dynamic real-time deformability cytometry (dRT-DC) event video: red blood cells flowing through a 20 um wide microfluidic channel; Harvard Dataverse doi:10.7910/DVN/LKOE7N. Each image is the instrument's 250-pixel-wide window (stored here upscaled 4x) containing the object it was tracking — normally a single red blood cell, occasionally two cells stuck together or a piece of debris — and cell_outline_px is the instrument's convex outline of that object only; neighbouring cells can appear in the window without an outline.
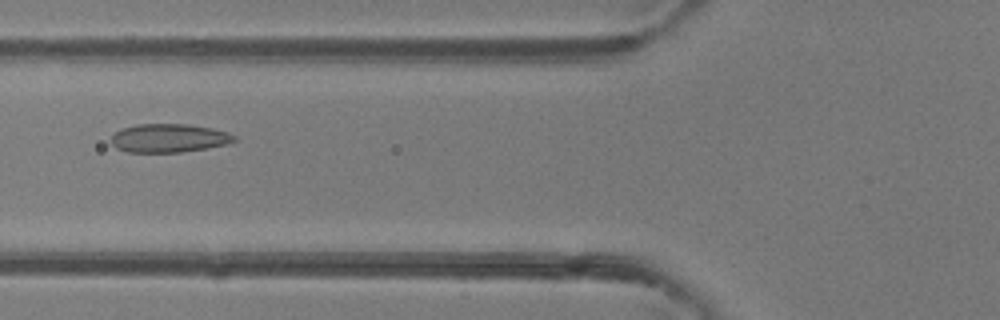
{"species": "common noctule bat (a hibernating species)", "species_latin": "Nyctalus noctula", "temperature_condition": "room temperature", "stored_images_in_passage": 35, "camera_frame_rate_fps": 3000, "um_per_image_px": 0.085, "animal": {"sex": "female"}, "frame": {"image": 1, "passage_image": 6, "time_ms": 1.667, "image_size_px": [1000, 320], "cell_outline_px": [[236, 140], [228, 144], [180, 152], [128, 152], [116, 148], [112, 144], [112, 136], [116, 132], [124, 128], [136, 124], [188, 124], [212, 128], [228, 132], [236, 136]], "centroid_in_image_um": [14.38, 11.73], "position_along_channel_um": 111.4, "area_um2": 20.35}}
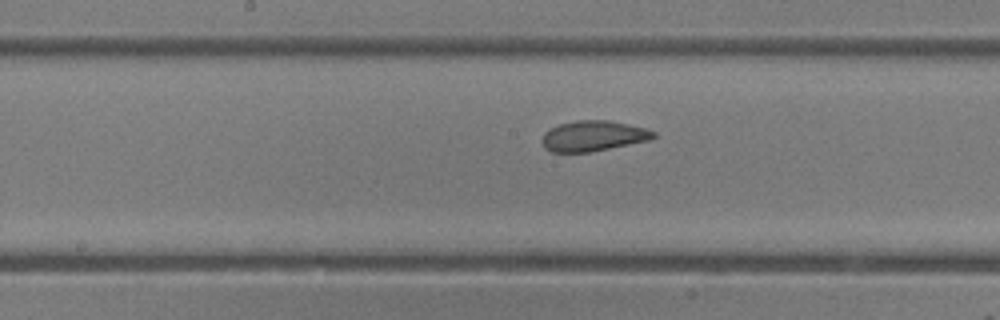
{"frame": {"image": 2, "passage_image": 12, "time_ms": 3.667, "image_size_px": [1000, 320], "cell_outline_px": [[656, 136], [652, 140], [588, 152], [552, 152], [544, 148], [540, 140], [544, 132], [548, 128], [560, 124], [576, 120], [608, 120], [648, 128], [656, 132]], "centroid_in_image_um": [50.42, 11.55], "position_along_channel_um": 197.8, "area_um2": 20.06}}
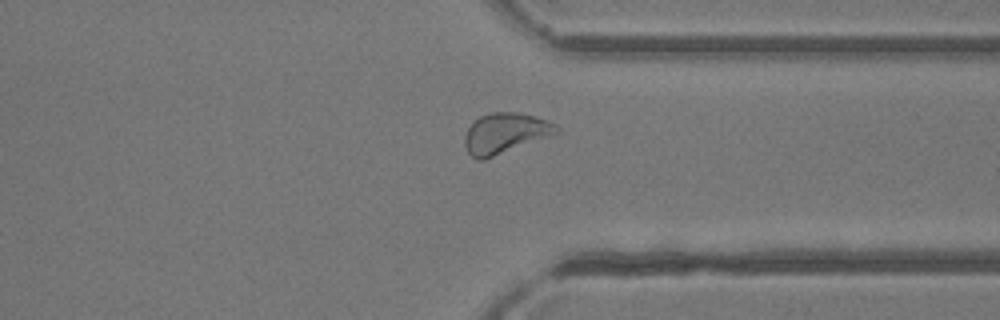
{"frame": {"image": 3, "passage_image": 24, "time_ms": 7.667, "image_size_px": [1000, 320], "cell_outline_px": [[560, 132], [484, 160], [476, 160], [468, 152], [464, 144], [464, 136], [468, 128], [480, 116], [492, 112], [516, 112], [548, 120], [556, 124], [560, 128]], "centroid_in_image_um": [42.93, 11.33], "position_along_channel_um": 368.5, "area_um2": 21.5}, "authors_computed_cell_mechanics": {"area_um2": 20.4034, "velocity_mm_per_s": 4.302, "shape_relaxation_time_tau1_ms": 4.6843, "shape_relaxation_time_tau2_ms": 1.0033, "deformation_change_tau1": 0.1139, "deformation_change_tau2": 0.0424}}